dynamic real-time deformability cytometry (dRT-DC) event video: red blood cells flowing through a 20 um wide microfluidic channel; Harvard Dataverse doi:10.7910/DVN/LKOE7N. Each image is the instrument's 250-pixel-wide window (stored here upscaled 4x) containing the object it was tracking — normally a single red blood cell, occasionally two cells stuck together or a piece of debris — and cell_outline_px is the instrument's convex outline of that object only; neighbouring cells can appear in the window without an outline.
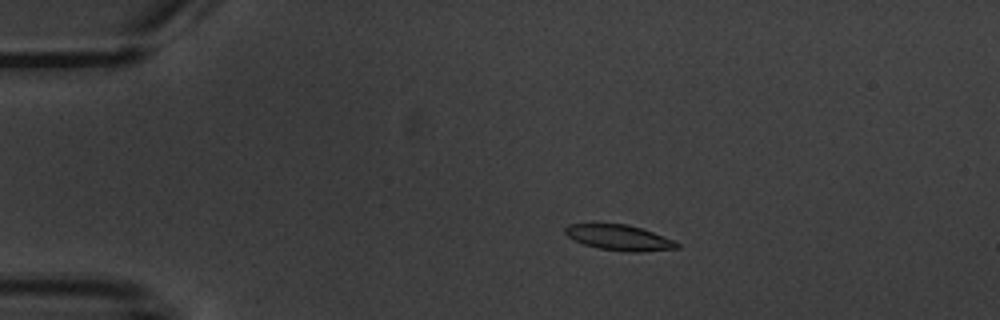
{"species": "common noctule bat (a hibernating species)", "species_latin": "Nyctalus noctula", "temperature_condition": "warm", "stored_images_in_passage": 7, "camera_frame_rate_fps": 3000, "um_per_image_px": 0.085, "animal": {"sex": "male", "body_mass_g": 20.1, "forearm_length_mm": 53.5}, "frame": {"image": 1, "passage_image": 4, "time_ms": 3.667, "image_size_px": [1000, 320], "cell_outline_px": [[680, 248], [640, 252], [632, 252], [600, 248], [584, 244], [568, 236], [564, 232], [564, 228], [568, 224], [624, 224], [640, 228], [676, 240], [680, 244]], "centroid_in_image_um": [52.68, 20.2], "position_along_channel_um": 32.3, "area_um2": 16.42}}
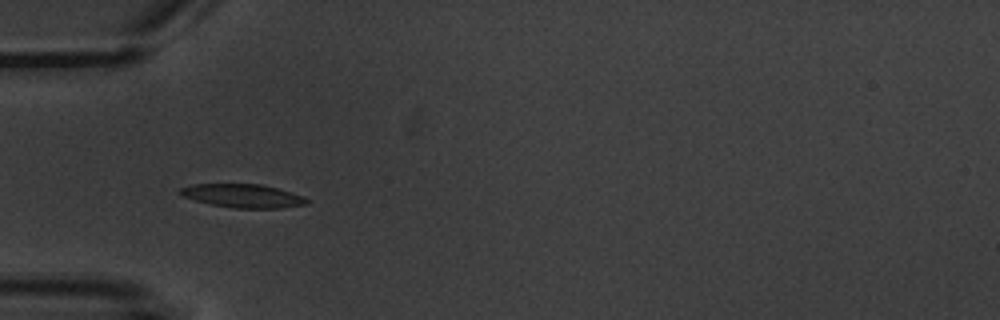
{"frame": {"image": 2, "passage_image": 6, "time_ms": 6.0, "image_size_px": [1000, 320], "cell_outline_px": [[308, 204], [280, 208], [232, 208], [212, 204], [196, 200], [184, 196], [176, 192], [180, 188], [192, 184], [260, 184], [292, 192], [304, 196], [308, 200]], "centroid_in_image_um": [20.65, 16.64], "position_along_channel_um": 64.3, "area_um2": 17.28}}